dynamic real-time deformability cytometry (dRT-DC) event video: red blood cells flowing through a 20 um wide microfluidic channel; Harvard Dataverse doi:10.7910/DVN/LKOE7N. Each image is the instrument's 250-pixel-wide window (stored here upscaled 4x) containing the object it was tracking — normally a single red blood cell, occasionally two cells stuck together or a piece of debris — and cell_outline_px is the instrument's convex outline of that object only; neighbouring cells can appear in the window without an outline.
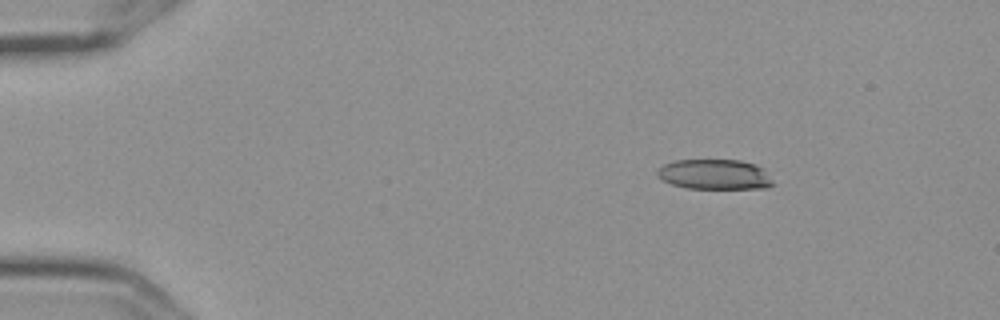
{"species": "Egyptian fruit bat (a non-hibernating species)", "species_latin": "Rousettus aegyptiacus", "temperature_condition": "cold", "stored_images_in_passage": 14, "camera_frame_rate_fps": 3000, "um_per_image_px": 0.085, "frame": {"image": 1, "passage_image": 2, "time_ms": 0.333, "image_size_px": [1000, 320], "cell_outline_px": [[776, 184], [768, 188], [688, 188], [672, 184], [656, 176], [656, 172], [664, 164], [676, 160], [740, 160], [756, 164], [764, 168]], "centroid_in_image_um": [60.8, 14.82], "position_along_channel_um": 24.2, "area_um2": 20.4}}
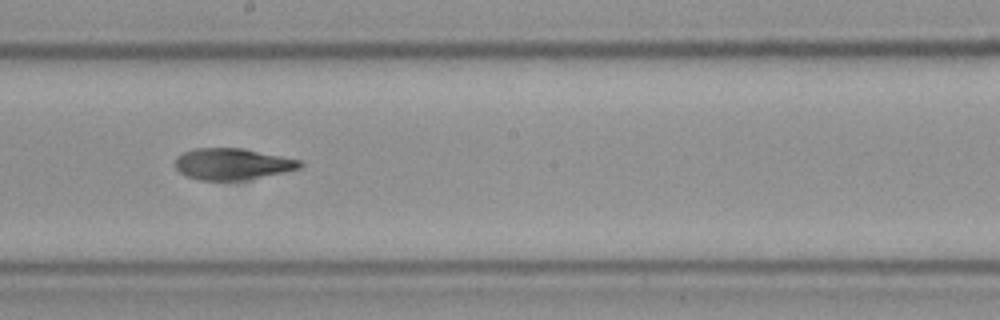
{"frame": {"image": 2, "passage_image": 8, "time_ms": 2.333, "image_size_px": [1000, 320], "cell_outline_px": [[304, 164], [300, 168], [244, 180], [200, 180], [184, 176], [176, 168], [176, 160], [184, 152], [196, 148], [240, 148], [300, 160]], "centroid_in_image_um": [19.73, 13.94], "position_along_channel_um": 228.5, "area_um2": 22.43}}
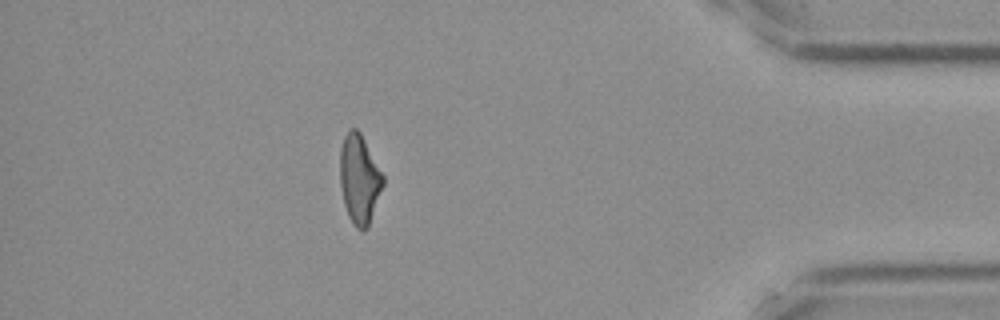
{"frame": {"image": 3, "passage_image": 13, "time_ms": 4.0, "image_size_px": [1000, 320], "cell_outline_px": [[384, 184], [368, 228], [364, 232], [360, 232], [352, 224], [348, 216], [344, 204], [340, 184], [340, 148], [344, 136], [352, 128], [356, 128], [360, 132], [384, 176]], "centroid_in_image_um": [30.55, 15.28], "position_along_channel_um": 404.7, "area_um2": 22.48}}